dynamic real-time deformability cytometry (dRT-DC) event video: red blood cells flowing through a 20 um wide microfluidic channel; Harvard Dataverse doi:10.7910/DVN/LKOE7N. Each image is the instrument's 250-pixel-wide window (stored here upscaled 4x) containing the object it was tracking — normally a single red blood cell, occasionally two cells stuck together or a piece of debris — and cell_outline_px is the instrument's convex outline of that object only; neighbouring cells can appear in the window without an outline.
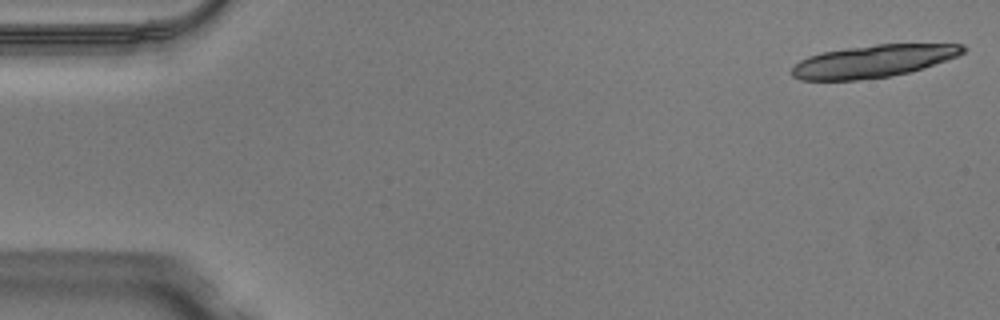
{"species": "Egyptian fruit bat (a non-hibernating species)", "species_latin": "Rousettus aegyptiacus", "temperature_condition": "warm", "stored_images_in_passage": 9, "camera_frame_rate_fps": 3000, "um_per_image_px": 0.085, "animal": {"sex": "male"}, "frame": {"image": 1, "passage_image": 1, "time_ms": 0.0, "image_size_px": [1000, 320], "cell_outline_px": [[968, 48], [964, 52], [956, 56], [924, 68], [908, 72], [888, 76], [856, 80], [800, 80], [792, 76], [792, 68], [800, 60], [808, 56], [820, 52], [876, 44], [964, 44]], "centroid_in_image_um": [74.21, 5.19], "position_along_channel_um": 10.8, "area_um2": 32.14}}